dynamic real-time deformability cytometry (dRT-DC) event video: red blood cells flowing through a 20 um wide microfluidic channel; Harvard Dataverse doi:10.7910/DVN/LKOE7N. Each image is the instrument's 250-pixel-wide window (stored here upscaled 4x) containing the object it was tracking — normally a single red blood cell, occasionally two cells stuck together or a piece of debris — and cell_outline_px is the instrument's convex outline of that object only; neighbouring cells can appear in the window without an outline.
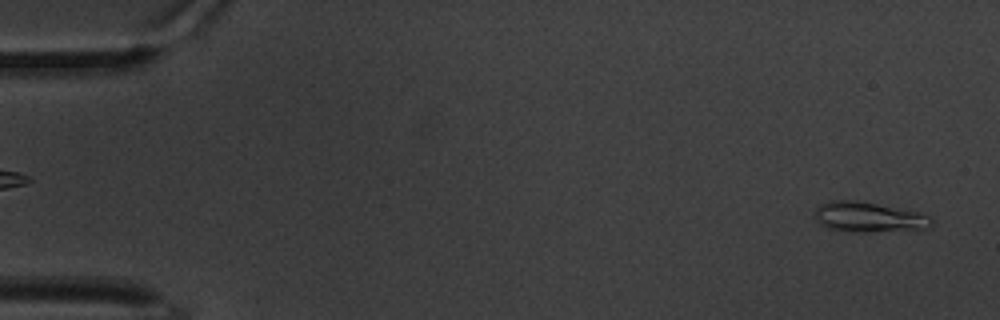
{"species": "common noctule bat (a hibernating species)", "species_latin": "Nyctalus noctula", "temperature_condition": "warm", "stored_images_in_passage": 14, "camera_frame_rate_fps": 3000, "um_per_image_px": 0.085, "animal": {"sex": "male", "body_mass_g": 20.1, "forearm_length_mm": 53.5}, "frame": {"image": 1, "passage_image": 2, "time_ms": 0.333, "image_size_px": [1000, 320], "cell_outline_px": [[932, 224], [928, 228], [868, 232], [848, 232], [828, 228], [820, 224], [816, 216], [816, 208], [820, 204], [832, 200], [856, 200], [920, 212], [932, 216]], "centroid_in_image_um": [73.86, 18.45], "position_along_channel_um": 11.1, "area_um2": 20.46}}